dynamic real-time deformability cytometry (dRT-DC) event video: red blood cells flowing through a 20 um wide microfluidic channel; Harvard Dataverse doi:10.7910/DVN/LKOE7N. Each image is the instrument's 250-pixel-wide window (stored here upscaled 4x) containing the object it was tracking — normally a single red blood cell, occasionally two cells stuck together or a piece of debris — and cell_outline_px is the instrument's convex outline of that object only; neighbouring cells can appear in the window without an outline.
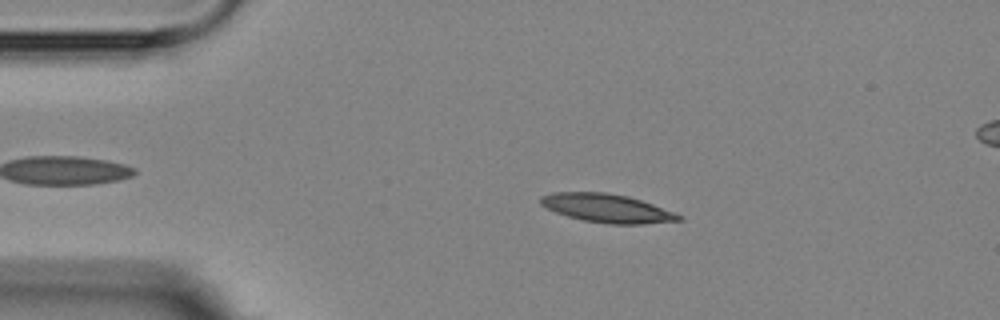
{"species": "Egyptian fruit bat (a non-hibernating species)", "species_latin": "Rousettus aegyptiacus", "temperature_condition": "room temperature", "stored_images_in_passage": 14, "segment_of_instrument_passage": [1, 2], "camera_frame_rate_fps": 3000, "um_per_image_px": 0.085, "animal": {"sex": "female"}, "frame": {"image": 1, "passage_image": 2, "time_ms": 2.667, "image_size_px": [1000, 320], "cell_outline_px": [[684, 220], [640, 224], [608, 224], [584, 220], [568, 216], [556, 212], [540, 204], [540, 196], [552, 192], [604, 192], [628, 196], [676, 212], [684, 216]], "centroid_in_image_um": [51.62, 17.7], "position_along_channel_um": 33.4, "area_um2": 22.95}}
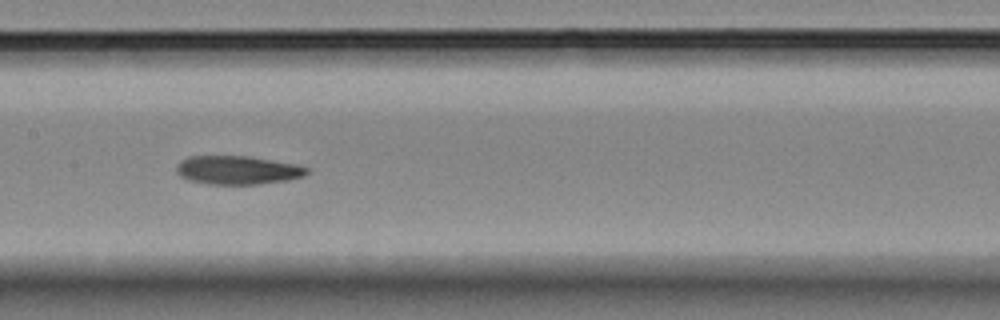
{"frame": {"image": 2, "passage_image": 6, "time_ms": 8.0, "image_size_px": [1000, 320], "cell_outline_px": [[308, 172], [304, 176], [288, 180], [260, 184], [208, 184], [188, 180], [180, 176], [176, 172], [176, 164], [180, 160], [188, 156], [248, 156], [296, 164], [308, 168]], "centroid_in_image_um": [20.16, 14.46], "position_along_channel_um": 187.2, "area_um2": 21.85}}
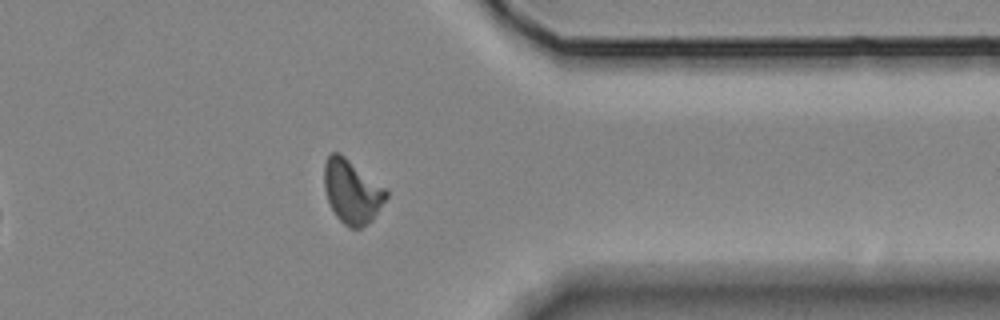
{"frame": {"image": 3, "passage_image": 11, "time_ms": 13.667, "image_size_px": [1000, 320], "cell_outline_px": [[388, 196], [372, 220], [368, 224], [360, 228], [348, 228], [336, 216], [328, 200], [324, 188], [324, 164], [328, 156], [332, 152], [340, 152], [384, 188], [388, 192]], "centroid_in_image_um": [29.9, 16.29], "position_along_channel_um": 381.5, "area_um2": 22.77}}